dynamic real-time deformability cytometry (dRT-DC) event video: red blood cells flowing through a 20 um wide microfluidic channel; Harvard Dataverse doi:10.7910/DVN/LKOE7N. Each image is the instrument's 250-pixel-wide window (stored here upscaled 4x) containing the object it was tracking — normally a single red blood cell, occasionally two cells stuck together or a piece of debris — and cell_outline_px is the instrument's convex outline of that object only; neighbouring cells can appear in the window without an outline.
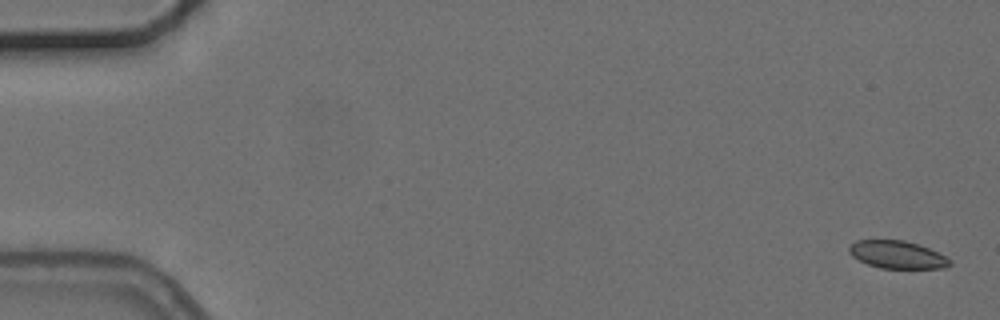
{"species": "common noctule bat (a hibernating species)", "species_latin": "Nyctalus noctula", "temperature_condition": "cold", "stored_images_in_passage": 5, "camera_frame_rate_fps": 3000, "um_per_image_px": 0.085, "animal": {"sex": "female", "body_mass_g": 24.6, "forearm_length_mm": 56.2}, "frame": {"image": 1, "passage_image": 1, "time_ms": 0.0, "image_size_px": [1000, 320], "cell_outline_px": [[952, 264], [944, 268], [880, 268], [868, 264], [852, 256], [848, 252], [848, 248], [856, 240], [904, 240], [928, 248], [952, 260]], "centroid_in_image_um": [76.26, 21.65], "position_along_channel_um": 8.7, "area_um2": 16.07}}
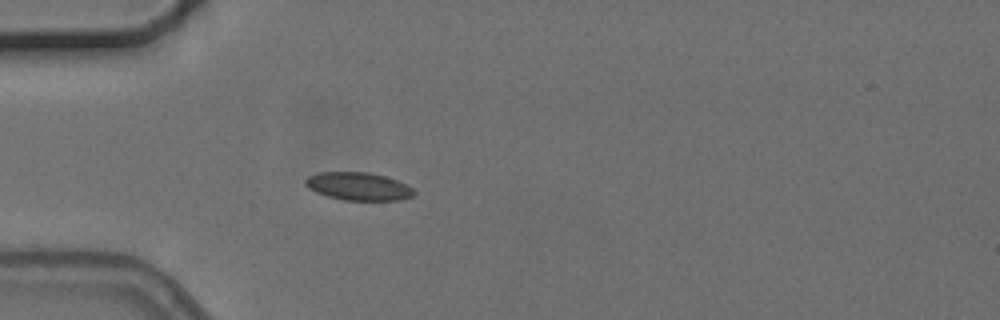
{"frame": {"image": 2, "passage_image": 5, "time_ms": 5.0, "image_size_px": [1000, 320], "cell_outline_px": [[416, 192], [412, 196], [400, 200], [344, 200], [328, 196], [316, 192], [308, 188], [304, 184], [304, 180], [308, 176], [320, 172], [368, 172], [384, 176], [396, 180], [412, 188]], "centroid_in_image_um": [30.43, 15.84], "position_along_channel_um": 54.6, "area_um2": 17.57}}